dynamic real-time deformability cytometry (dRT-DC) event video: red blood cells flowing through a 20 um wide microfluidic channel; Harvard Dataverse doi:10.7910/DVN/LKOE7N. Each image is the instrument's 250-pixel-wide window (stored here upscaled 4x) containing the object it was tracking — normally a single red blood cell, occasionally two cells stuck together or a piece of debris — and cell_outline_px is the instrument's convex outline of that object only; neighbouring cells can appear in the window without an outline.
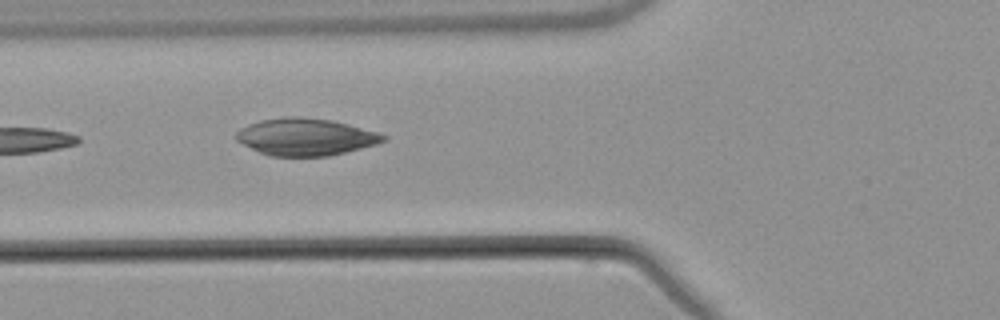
{"species": "common noctule bat (a hibernating species)", "species_latin": "Nyctalus noctula", "temperature_condition": "warm", "stored_images_in_passage": 6, "camera_frame_rate_fps": 3000, "um_per_image_px": 0.085, "animal": {"sex": "male", "body_mass_g": 21.5, "forearm_length_mm": 52.0}, "frame": {"image": 1, "passage_image": 6, "time_ms": 6.0, "image_size_px": [1000, 320], "cell_outline_px": [[388, 140], [376, 144], [328, 156], [268, 156], [236, 140], [232, 136], [240, 128], [248, 124], [260, 120], [284, 116], [300, 116], [332, 120], [348, 124], [376, 132], [388, 136]], "centroid_in_image_um": [25.94, 11.62], "position_along_channel_um": 99.9, "area_um2": 31.91}}